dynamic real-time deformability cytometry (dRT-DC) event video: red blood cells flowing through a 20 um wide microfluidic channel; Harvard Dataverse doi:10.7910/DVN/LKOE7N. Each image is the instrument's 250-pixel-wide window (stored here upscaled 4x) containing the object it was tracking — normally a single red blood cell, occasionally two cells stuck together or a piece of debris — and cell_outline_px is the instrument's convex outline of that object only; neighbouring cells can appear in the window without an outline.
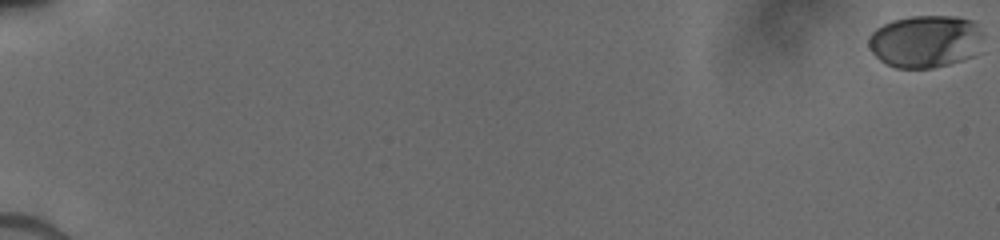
{"species": "human", "species_latin": "Homo sapiens", "temperature_condition": "cold", "stored_images_in_passage": 40, "camera_frame_rate_fps": 3000, "um_per_image_px": 0.085, "donor": {"sex": "male"}, "frame": {"image": 1, "passage_image": 1, "time_ms": 0.0, "image_size_px": [1000, 240], "cell_outline_px": [[984, 36], [972, 56], [964, 60], [932, 68], [896, 68], [880, 60], [872, 52], [868, 44], [868, 36], [876, 28], [892, 20], [912, 16], [956, 16], [972, 20], [984, 32]], "centroid_in_image_um": [78.66, 3.5], "position_along_channel_um": 6.3, "area_um2": 35.2}}
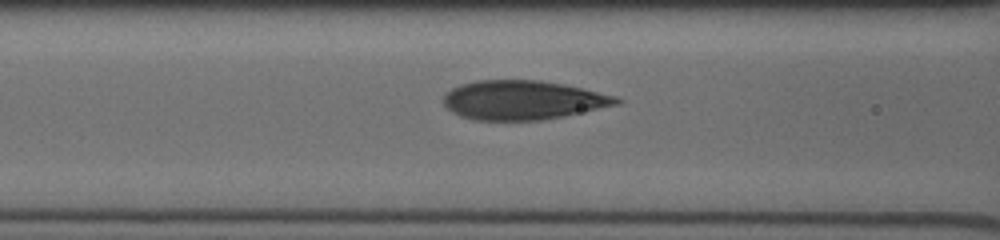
{"frame": {"image": 2, "passage_image": 29, "time_ms": 8.333, "image_size_px": [1000, 240], "cell_outline_px": [[624, 100], [620, 104], [540, 120], [476, 120], [460, 116], [452, 112], [440, 100], [452, 88], [460, 84], [476, 80], [540, 80], [564, 84], [616, 96]], "centroid_in_image_um": [44.41, 8.5], "position_along_channel_um": 122.2, "area_um2": 39.3}}
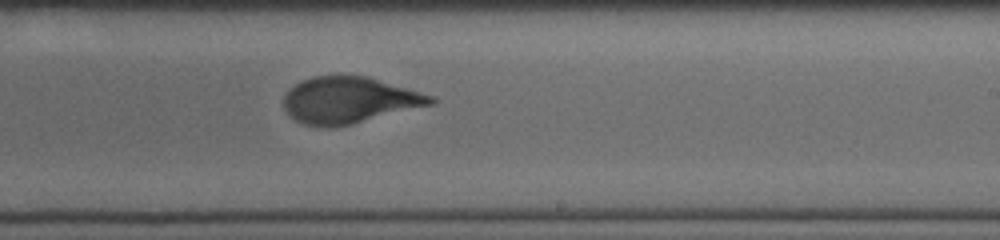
{"frame": {"image": 3, "passage_image": 40, "time_ms": 11.667, "image_size_px": [1000, 240], "cell_outline_px": [[436, 100], [432, 104], [352, 124], [332, 128], [320, 128], [304, 124], [296, 120], [284, 108], [284, 96], [296, 84], [312, 76], [368, 76], [436, 96]], "centroid_in_image_um": [29.7, 8.52], "position_along_channel_um": 259.3, "area_um2": 39.59}}